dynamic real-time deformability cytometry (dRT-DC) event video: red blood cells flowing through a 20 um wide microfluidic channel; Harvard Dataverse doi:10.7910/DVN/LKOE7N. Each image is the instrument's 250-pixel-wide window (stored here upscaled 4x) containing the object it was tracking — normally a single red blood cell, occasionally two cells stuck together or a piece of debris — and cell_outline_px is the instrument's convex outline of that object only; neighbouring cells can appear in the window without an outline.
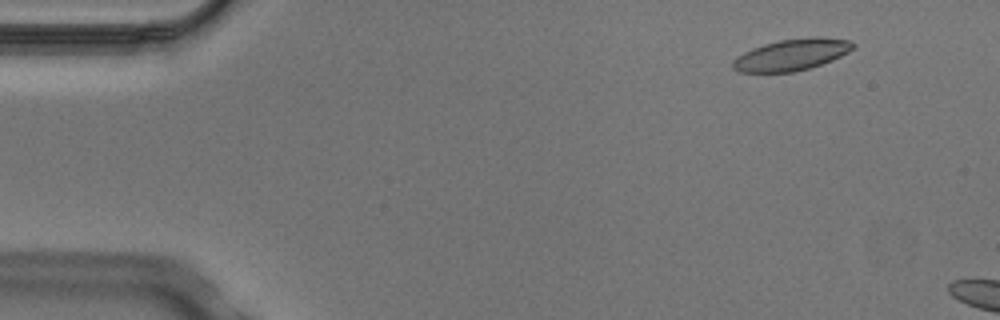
{"species": "Egyptian fruit bat (a non-hibernating species)", "species_latin": "Rousettus aegyptiacus", "temperature_condition": "cold", "stored_images_in_passage": 2, "camera_frame_rate_fps": 3000, "um_per_image_px": 0.085, "animal": {"sex": "male"}, "frame": {"image": 1, "passage_image": 1, "time_ms": 0.0, "image_size_px": [1000, 320], "cell_outline_px": [[856, 44], [848, 52], [832, 60], [808, 68], [792, 72], [740, 72], [732, 68], [732, 60], [736, 56], [752, 48], [764, 44], [780, 40], [808, 36], [820, 36], [852, 40]], "centroid_in_image_um": [67.29, 4.63], "position_along_channel_um": 17.7, "area_um2": 22.2}}